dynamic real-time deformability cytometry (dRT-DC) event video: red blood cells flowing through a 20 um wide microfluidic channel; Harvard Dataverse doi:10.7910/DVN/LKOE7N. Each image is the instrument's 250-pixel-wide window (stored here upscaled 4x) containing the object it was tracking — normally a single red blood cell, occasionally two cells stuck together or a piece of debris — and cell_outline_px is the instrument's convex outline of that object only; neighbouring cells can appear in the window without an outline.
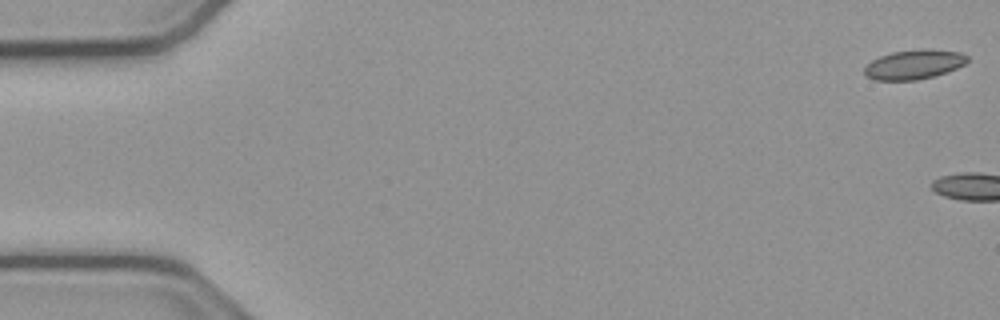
{"species": "common noctule bat (a hibernating species)", "species_latin": "Nyctalus noctula", "temperature_condition": "cold", "stored_images_in_passage": 4, "camera_frame_rate_fps": 3000, "um_per_image_px": 0.085, "animal": {"sex": "male", "body_mass_g": 23.1, "forearm_length_mm": 52.7}, "frame": {"image": 1, "passage_image": 1, "time_ms": 0.0, "image_size_px": [1000, 320], "cell_outline_px": [[968, 60], [964, 64], [956, 68], [932, 76], [916, 80], [876, 80], [864, 76], [864, 68], [872, 60], [880, 56], [892, 52], [920, 48], [928, 48], [960, 52], [968, 56]], "centroid_in_image_um": [77.67, 5.46], "position_along_channel_um": 7.3, "area_um2": 17.69}}